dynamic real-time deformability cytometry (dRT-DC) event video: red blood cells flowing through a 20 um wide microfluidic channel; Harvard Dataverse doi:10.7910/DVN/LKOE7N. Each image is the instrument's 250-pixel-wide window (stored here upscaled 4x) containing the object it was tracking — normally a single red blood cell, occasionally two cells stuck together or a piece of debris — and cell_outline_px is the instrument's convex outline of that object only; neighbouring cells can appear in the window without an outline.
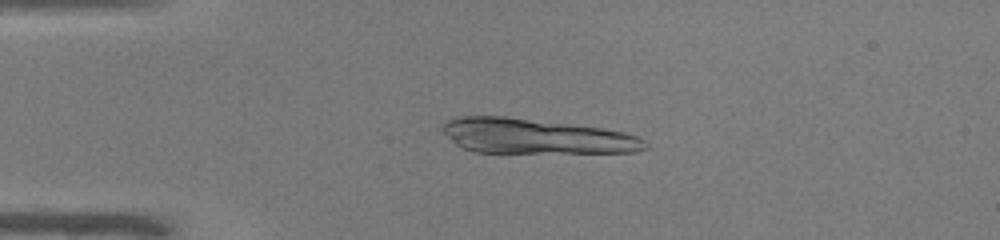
{"species": "common noctule bat (a hibernating species)", "species_latin": "Nyctalus noctula", "temperature_condition": "warm", "stored_images_in_passage": 15, "camera_frame_rate_fps": 3000, "um_per_image_px": 0.085, "animal": {"sex": "male", "body_mass_g": 19.0, "forearm_length_mm": 50.8}, "frame": {"image": 1, "passage_image": 11, "time_ms": 3.333, "image_size_px": [1000, 240], "cell_outline_px": [[652, 148], [636, 152], [476, 152], [464, 148], [456, 144], [440, 128], [440, 124], [444, 120], [456, 116], [504, 116], [604, 128], [624, 132], [636, 136], [644, 140]], "centroid_in_image_um": [45.54, 11.57], "position_along_channel_um": 39.5, "area_um2": 41.38}}